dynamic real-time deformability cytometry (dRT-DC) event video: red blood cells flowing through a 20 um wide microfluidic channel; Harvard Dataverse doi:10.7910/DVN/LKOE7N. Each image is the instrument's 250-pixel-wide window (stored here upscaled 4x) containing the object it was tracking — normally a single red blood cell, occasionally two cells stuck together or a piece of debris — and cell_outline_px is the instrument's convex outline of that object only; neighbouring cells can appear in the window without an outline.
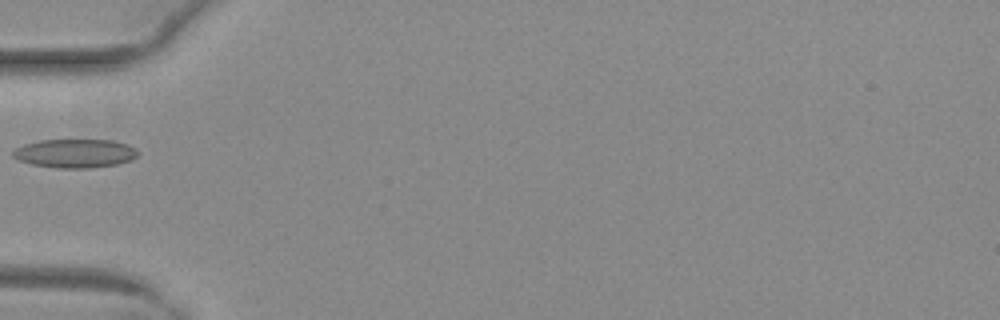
{"species": "common noctule bat (a hibernating species)", "species_latin": "Nyctalus noctula", "temperature_condition": "warm", "stored_images_in_passage": 33, "camera_frame_rate_fps": 3000, "um_per_image_px": 0.085, "animal": {"sex": "female", "body_mass_g": 29.2, "forearm_length_mm": 56.3}, "frame": {"image": 1, "passage_image": 1, "time_ms": 0.0, "image_size_px": [1000, 320], "cell_outline_px": [[140, 152], [132, 160], [116, 164], [92, 168], [56, 168], [32, 164], [20, 160], [12, 156], [12, 152], [16, 148], [24, 144], [40, 140], [112, 140], [128, 144], [136, 148]], "centroid_in_image_um": [6.41, 13.03], "position_along_channel_um": 78.6, "area_um2": 20.98}}